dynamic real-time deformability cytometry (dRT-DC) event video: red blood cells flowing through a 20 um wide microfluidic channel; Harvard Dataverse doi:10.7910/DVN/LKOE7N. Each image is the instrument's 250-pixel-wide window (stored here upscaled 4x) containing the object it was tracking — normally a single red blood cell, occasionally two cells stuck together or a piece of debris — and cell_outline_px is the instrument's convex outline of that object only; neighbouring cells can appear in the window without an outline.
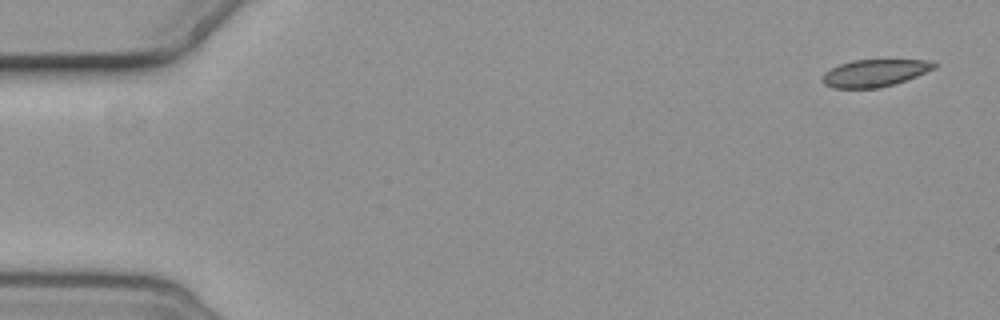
{"species": "common noctule bat (a hibernating species)", "species_latin": "Nyctalus noctula", "temperature_condition": "cold", "stored_images_in_passage": 4, "camera_frame_rate_fps": 3000, "um_per_image_px": 0.085, "animal": {"sex": "female", "body_mass_g": 19.3, "forearm_length_mm": 54.1}, "frame": {"image": 1, "passage_image": 1, "time_ms": 0.0, "image_size_px": [1000, 320], "cell_outline_px": [[936, 68], [916, 76], [892, 84], [876, 88], [832, 88], [824, 84], [820, 80], [824, 72], [840, 64], [852, 60], [924, 60], [936, 64]], "centroid_in_image_um": [74.28, 6.21], "position_along_channel_um": 10.7, "area_um2": 17.51}}